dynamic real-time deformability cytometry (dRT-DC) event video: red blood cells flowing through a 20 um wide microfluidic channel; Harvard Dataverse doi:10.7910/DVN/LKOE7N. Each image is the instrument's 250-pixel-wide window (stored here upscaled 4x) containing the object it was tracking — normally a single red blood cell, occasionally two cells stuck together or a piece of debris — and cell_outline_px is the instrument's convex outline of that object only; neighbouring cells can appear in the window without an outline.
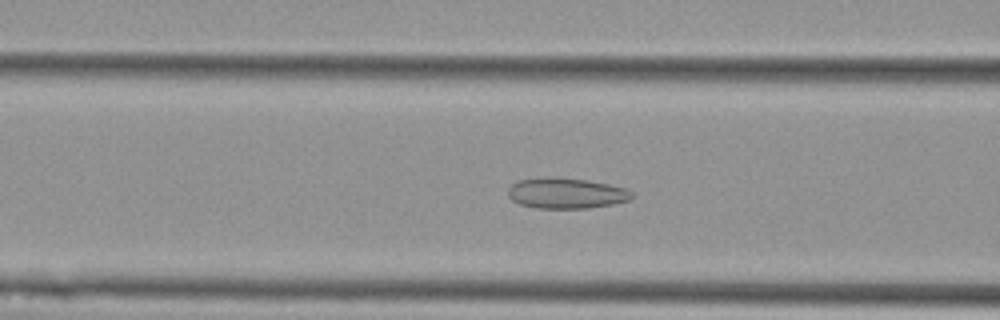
{"species": "Egyptian fruit bat (a non-hibernating species)", "species_latin": "Rousettus aegyptiacus", "temperature_condition": "cold", "stored_images_in_passage": 50, "camera_frame_rate_fps": 3000, "um_per_image_px": 0.085, "animal": {"sex": "female"}, "frame": {"image": 1, "passage_image": 23, "time_ms": 7.333, "image_size_px": [1000, 320], "cell_outline_px": [[632, 200], [612, 204], [588, 208], [536, 208], [520, 204], [512, 200], [508, 196], [508, 188], [512, 184], [520, 180], [588, 180], [608, 184], [624, 188], [632, 192]], "centroid_in_image_um": [48.17, 16.48], "position_along_channel_um": 118.4, "area_um2": 21.15}}
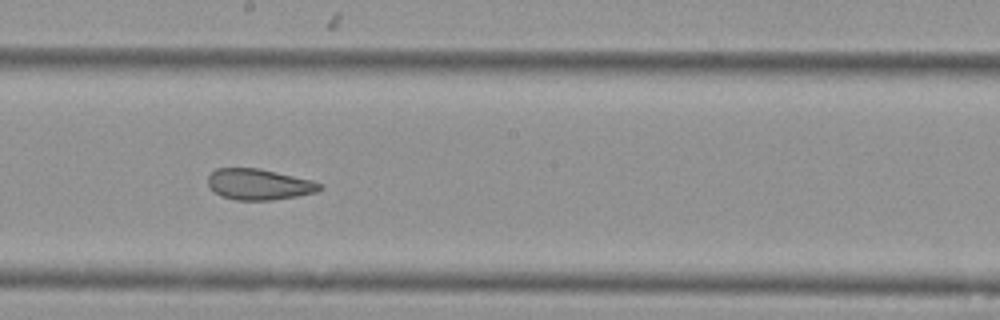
{"frame": {"image": 2, "passage_image": 32, "time_ms": 10.333, "image_size_px": [1000, 320], "cell_outline_px": [[324, 188], [316, 192], [296, 196], [272, 200], [236, 200], [220, 196], [208, 184], [208, 176], [216, 168], [260, 168], [312, 180], [324, 184]], "centroid_in_image_um": [22.05, 15.67], "position_along_channel_um": 226.2, "area_um2": 20.23}}
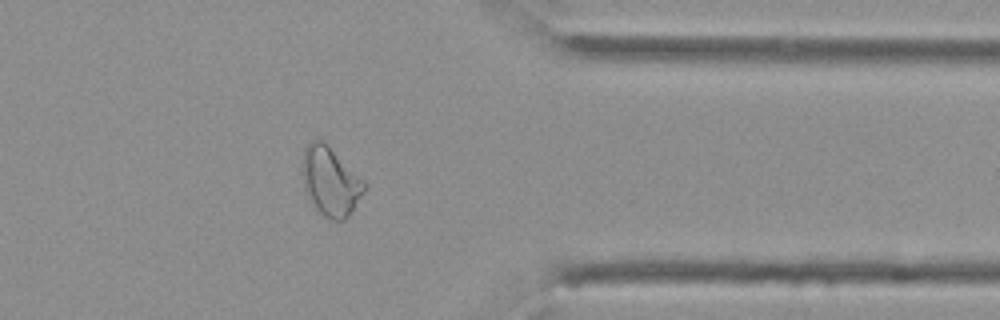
{"frame": {"image": 3, "passage_image": 46, "time_ms": 15.0, "image_size_px": [1000, 320], "cell_outline_px": [[368, 184], [364, 192], [348, 216], [344, 220], [332, 220], [316, 212], [304, 188], [304, 148], [312, 140], [320, 140], [328, 144]], "centroid_in_image_um": [28.12, 15.44], "position_along_channel_um": 383.3, "area_um2": 24.68}}